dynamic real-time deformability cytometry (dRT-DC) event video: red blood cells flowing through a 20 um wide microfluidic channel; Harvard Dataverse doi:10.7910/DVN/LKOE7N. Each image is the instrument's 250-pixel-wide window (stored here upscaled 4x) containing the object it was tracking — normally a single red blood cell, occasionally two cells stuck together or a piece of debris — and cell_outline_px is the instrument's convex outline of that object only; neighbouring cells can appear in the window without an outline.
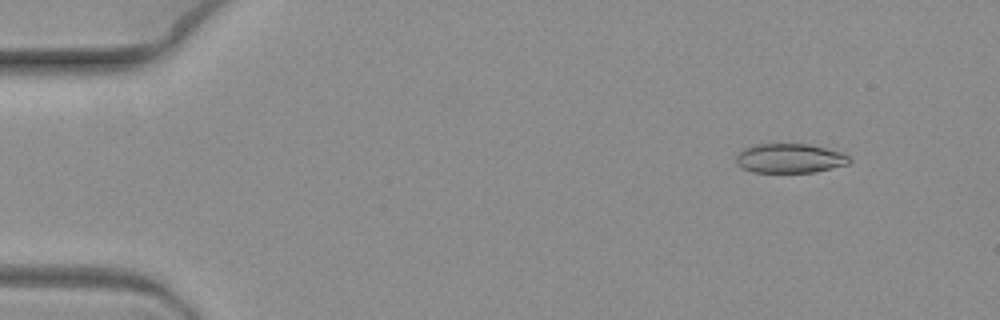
{"species": "common noctule bat (a hibernating species)", "species_latin": "Nyctalus noctula", "temperature_condition": "warm", "stored_images_in_passage": 8, "camera_frame_rate_fps": 3000, "um_per_image_px": 0.085, "animal": {"sex": "female", "body_mass_g": 19.3, "forearm_length_mm": 54.1}, "frame": {"image": 1, "passage_image": 2, "time_ms": 0.333, "image_size_px": [1000, 320], "cell_outline_px": [[852, 160], [848, 164], [816, 172], [752, 172], [736, 164], [736, 156], [744, 148], [756, 144], [808, 144], [840, 152], [848, 156]], "centroid_in_image_um": [67.12, 13.46], "position_along_channel_um": 17.9, "area_um2": 19.25}}
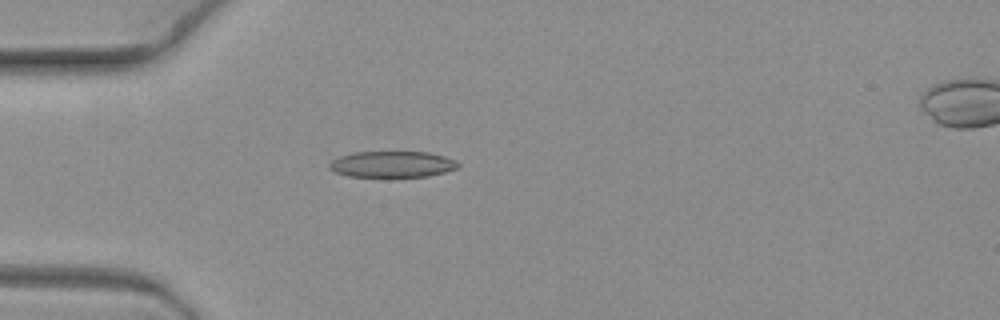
{"frame": {"image": 2, "passage_image": 6, "time_ms": 1.667, "image_size_px": [1000, 320], "cell_outline_px": [[460, 164], [456, 168], [444, 172], [428, 176], [348, 176], [336, 172], [328, 168], [328, 164], [332, 160], [340, 156], [352, 152], [428, 152], [444, 156], [456, 160]], "centroid_in_image_um": [33.32, 13.95], "position_along_channel_um": 51.7, "area_um2": 19.48}}
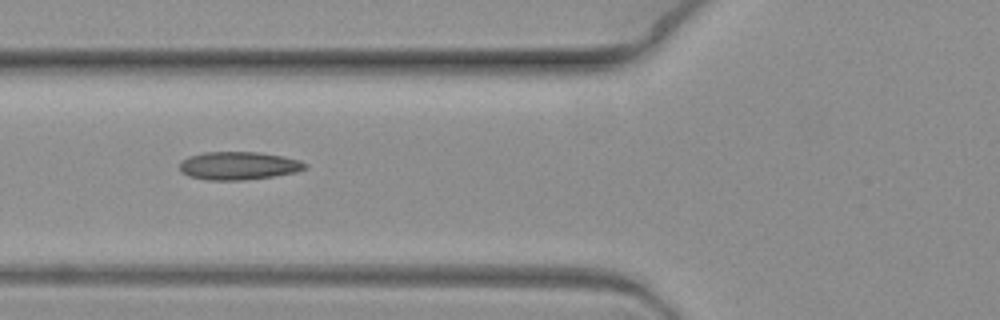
{"frame": {"image": 3, "passage_image": 8, "time_ms": 2.333, "image_size_px": [1000, 320], "cell_outline_px": [[308, 168], [296, 172], [272, 176], [240, 180], [208, 180], [188, 176], [180, 172], [180, 164], [188, 156], [204, 152], [260, 152], [284, 156], [300, 160], [308, 164]], "centroid_in_image_um": [20.3, 14.08], "position_along_channel_um": 105.5, "area_um2": 20.58}}